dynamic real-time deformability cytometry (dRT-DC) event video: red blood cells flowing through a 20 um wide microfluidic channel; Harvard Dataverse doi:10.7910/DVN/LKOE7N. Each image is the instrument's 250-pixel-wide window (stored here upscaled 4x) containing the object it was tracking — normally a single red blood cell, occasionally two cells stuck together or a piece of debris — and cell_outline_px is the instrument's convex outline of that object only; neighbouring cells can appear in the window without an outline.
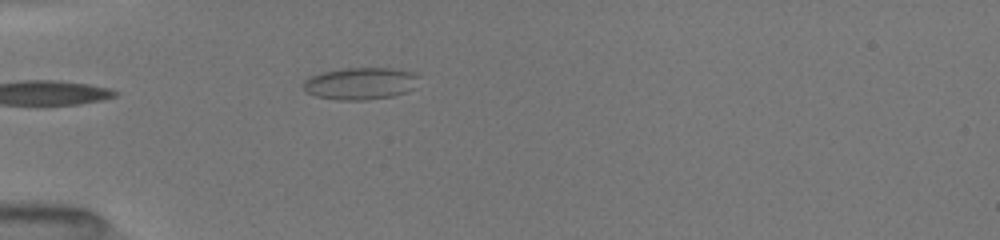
{"species": "common noctule bat (a hibernating species)", "species_latin": "Nyctalus noctula", "temperature_condition": "room temperature", "stored_images_in_passage": 8, "camera_frame_rate_fps": 3000, "um_per_image_px": 0.085, "animal": {"sex": "female", "body_mass_g": 19.5, "forearm_length_mm": 54.1}, "frame": {"image": 1, "passage_image": 1, "time_ms": 0.0, "image_size_px": [1000, 240], "cell_outline_px": [[420, 76], [412, 88], [408, 92], [392, 96], [368, 100], [336, 100], [316, 96], [304, 92], [304, 80], [320, 72], [344, 68], [392, 68], [416, 72]], "centroid_in_image_um": [30.64, 7.09], "position_along_channel_um": 54.4, "area_um2": 21.85}}